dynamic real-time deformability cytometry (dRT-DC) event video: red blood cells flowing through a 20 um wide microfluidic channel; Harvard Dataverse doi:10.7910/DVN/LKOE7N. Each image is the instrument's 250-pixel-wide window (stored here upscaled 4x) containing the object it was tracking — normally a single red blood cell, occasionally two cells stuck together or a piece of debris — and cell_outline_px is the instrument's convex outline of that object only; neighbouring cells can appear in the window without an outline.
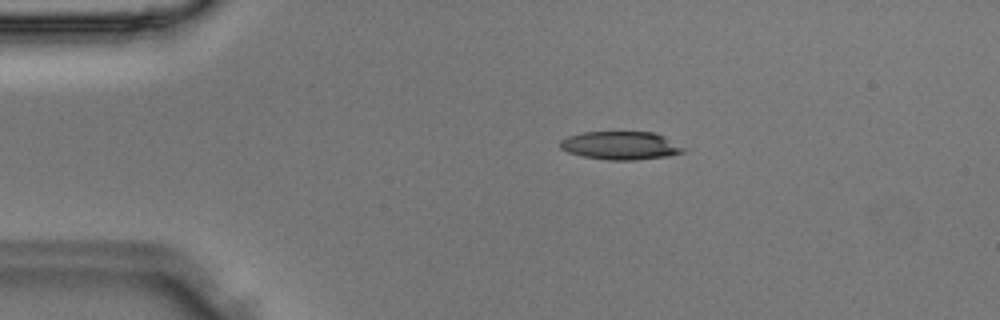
{"species": "Egyptian fruit bat (a non-hibernating species)", "species_latin": "Rousettus aegyptiacus", "temperature_condition": "room temperature", "stored_images_in_passage": 36, "camera_frame_rate_fps": 3000, "um_per_image_px": 0.085, "animal": {"sex": "male"}, "frame": {"image": 1, "passage_image": 6, "time_ms": 1.667, "image_size_px": [1000, 320], "cell_outline_px": [[688, 148], [684, 152], [668, 156], [636, 160], [608, 160], [584, 156], [568, 152], [560, 148], [560, 140], [568, 136], [584, 132], [656, 132]], "centroid_in_image_um": [52.81, 12.37], "position_along_channel_um": 32.2, "area_um2": 20.4}}
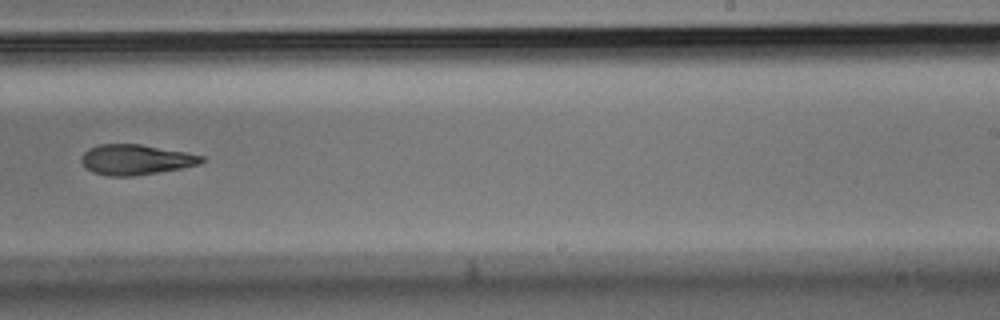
{"frame": {"image": 2, "passage_image": 22, "time_ms": 7.0, "image_size_px": [1000, 320], "cell_outline_px": [[204, 160], [200, 164], [180, 168], [132, 176], [108, 176], [92, 172], [80, 160], [80, 156], [88, 148], [100, 144], [140, 144], [184, 152], [204, 156]], "centroid_in_image_um": [11.5, 13.56], "position_along_channel_um": 277.5, "area_um2": 20.98}}
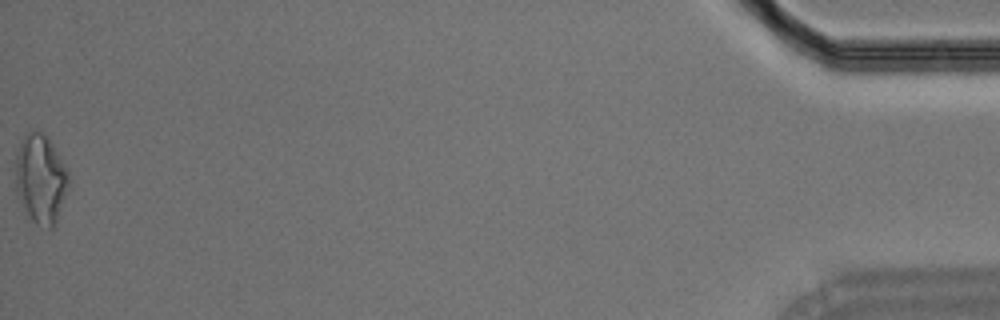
{"frame": {"image": 3, "passage_image": 36, "time_ms": 11.667, "image_size_px": [1000, 320], "cell_outline_px": [[68, 188], [56, 220], [52, 228], [48, 228], [36, 224], [32, 220], [16, 192], [16, 156], [20, 140], [24, 132], [32, 128], [44, 132], [48, 136], [68, 168]], "centroid_in_image_um": [3.46, 15.09], "position_along_channel_um": 431.7, "area_um2": 27.74}}